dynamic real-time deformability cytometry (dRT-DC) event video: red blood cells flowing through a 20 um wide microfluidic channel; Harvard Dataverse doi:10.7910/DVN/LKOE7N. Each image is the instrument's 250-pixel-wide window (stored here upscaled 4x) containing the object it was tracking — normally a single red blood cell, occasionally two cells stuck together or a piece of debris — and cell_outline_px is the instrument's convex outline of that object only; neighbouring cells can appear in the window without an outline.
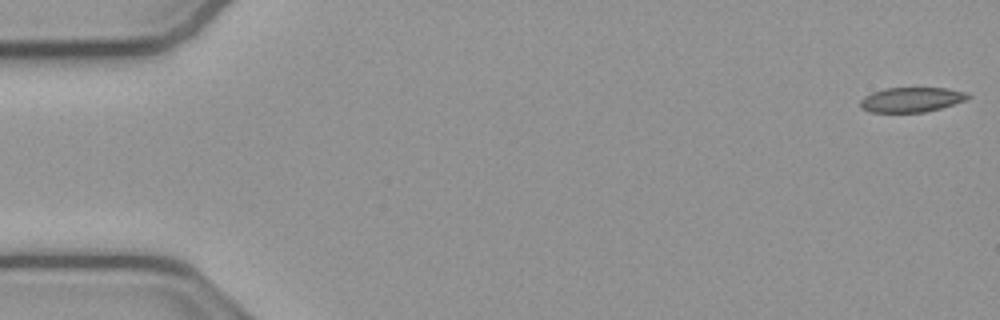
{"species": "common noctule bat (a hibernating species)", "species_latin": "Nyctalus noctula", "temperature_condition": "cold", "stored_images_in_passage": 8, "camera_frame_rate_fps": 3000, "um_per_image_px": 0.085, "animal": {"sex": "male", "body_mass_g": 23.1, "forearm_length_mm": 52.7}, "frame": {"image": 1, "passage_image": 1, "time_ms": 0.0, "image_size_px": [1000, 320], "cell_outline_px": [[972, 96], [964, 100], [940, 108], [924, 112], [868, 112], [860, 108], [860, 100], [864, 96], [872, 92], [884, 88], [948, 88], [968, 92]], "centroid_in_image_um": [77.44, 8.46], "position_along_channel_um": 7.6, "area_um2": 15.61}}